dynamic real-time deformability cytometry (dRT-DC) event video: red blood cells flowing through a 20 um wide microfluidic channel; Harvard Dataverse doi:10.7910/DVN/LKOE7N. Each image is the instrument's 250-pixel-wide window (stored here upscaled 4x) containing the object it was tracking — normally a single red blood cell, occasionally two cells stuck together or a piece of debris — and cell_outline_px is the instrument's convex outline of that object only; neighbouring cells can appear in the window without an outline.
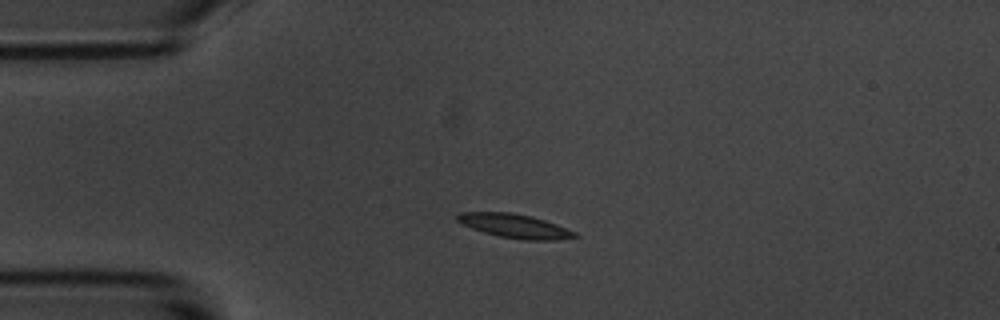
{"species": "common noctule bat (a hibernating species)", "species_latin": "Nyctalus noctula", "temperature_condition": "room temperature", "stored_images_in_passage": 44, "camera_frame_rate_fps": 3000, "um_per_image_px": 0.085, "animal": {"sex": "male", "body_mass_g": 20.1, "forearm_length_mm": 53.5}, "frame": {"image": 1, "passage_image": 1, "time_ms": 0.0, "image_size_px": [1000, 320], "cell_outline_px": [[580, 236], [560, 240], [524, 240], [500, 236], [484, 232], [472, 228], [456, 220], [456, 216], [460, 212], [512, 212], [532, 216], [556, 224], [576, 232]], "centroid_in_image_um": [43.79, 19.2], "position_along_channel_um": 41.2, "area_um2": 16.36}}
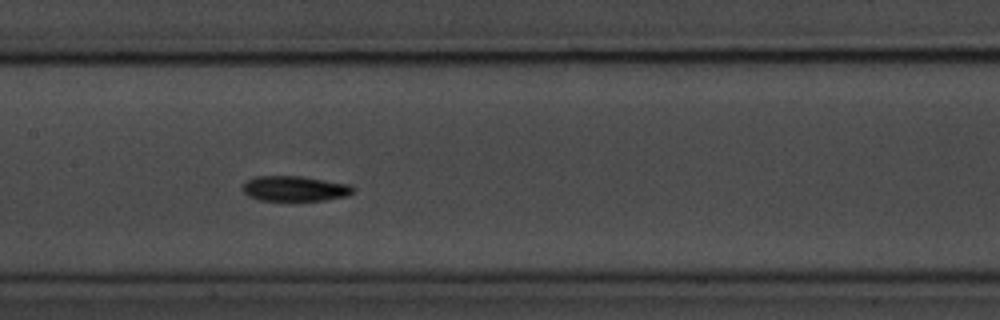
{"frame": {"image": 2, "passage_image": 15, "time_ms": 4.667, "image_size_px": [1000, 320], "cell_outline_px": [[356, 188], [348, 196], [324, 200], [260, 200], [248, 196], [240, 188], [244, 180], [256, 176], [304, 176], [352, 184]], "centroid_in_image_um": [25.05, 16.01], "position_along_channel_um": 182.3, "area_um2": 16.59}}
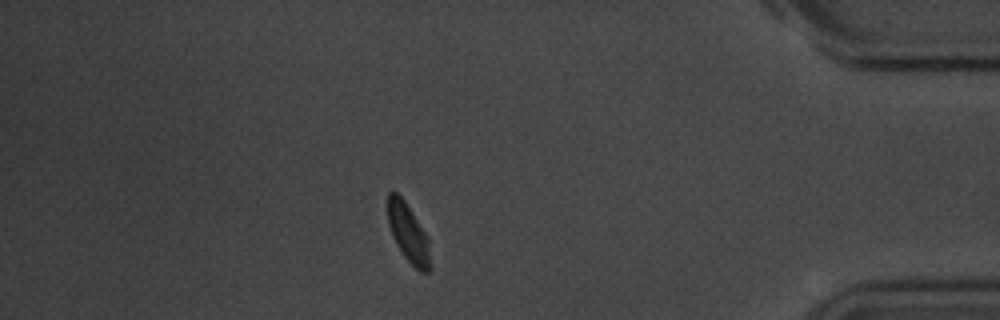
{"frame": {"image": 3, "passage_image": 37, "time_ms": 12.0, "image_size_px": [1000, 320], "cell_outline_px": [[432, 268], [428, 272], [420, 272], [404, 256], [396, 244], [392, 236], [388, 224], [388, 192], [396, 192], [404, 200], [428, 236]], "centroid_in_image_um": [34.73, 19.84], "position_along_channel_um": 400.5, "area_um2": 14.57}, "authors_computed_cell_mechanics": {"area_um2": 15.6927, "velocity_mm_per_s": 3.5213, "shape_relaxation_time_tau1_ms": 2.1045, "shape_relaxation_time_tau2_ms": 7.0795, "deformation_change_tau1": 0.117, "deformation_change_tau2": 0.1333}}